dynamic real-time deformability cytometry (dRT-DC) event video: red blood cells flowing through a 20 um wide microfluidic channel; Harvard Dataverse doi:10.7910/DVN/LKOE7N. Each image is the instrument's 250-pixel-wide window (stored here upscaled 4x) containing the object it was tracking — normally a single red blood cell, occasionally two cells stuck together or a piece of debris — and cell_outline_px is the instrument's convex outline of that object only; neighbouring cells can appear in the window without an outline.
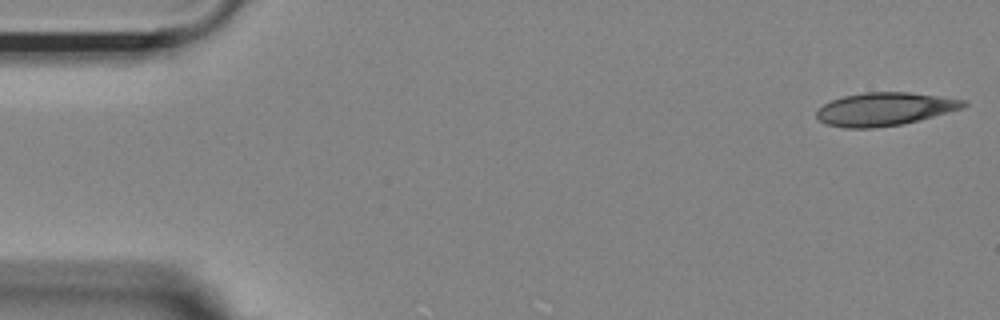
{"species": "Egyptian fruit bat (a non-hibernating species)", "species_latin": "Rousettus aegyptiacus", "temperature_condition": "room temperature", "stored_images_in_passage": 10, "camera_frame_rate_fps": 3000, "um_per_image_px": 0.085, "animal": {"sex": "female"}, "frame": {"image": 1, "passage_image": 1, "time_ms": 0.0, "image_size_px": [1000, 320], "cell_outline_px": [[968, 104], [964, 108], [920, 120], [900, 124], [872, 128], [844, 128], [828, 124], [820, 120], [816, 116], [816, 112], [824, 104], [832, 100], [844, 96], [864, 92], [908, 92], [968, 100]], "centroid_in_image_um": [75.24, 9.27], "position_along_channel_um": 9.8, "area_um2": 28.26}}